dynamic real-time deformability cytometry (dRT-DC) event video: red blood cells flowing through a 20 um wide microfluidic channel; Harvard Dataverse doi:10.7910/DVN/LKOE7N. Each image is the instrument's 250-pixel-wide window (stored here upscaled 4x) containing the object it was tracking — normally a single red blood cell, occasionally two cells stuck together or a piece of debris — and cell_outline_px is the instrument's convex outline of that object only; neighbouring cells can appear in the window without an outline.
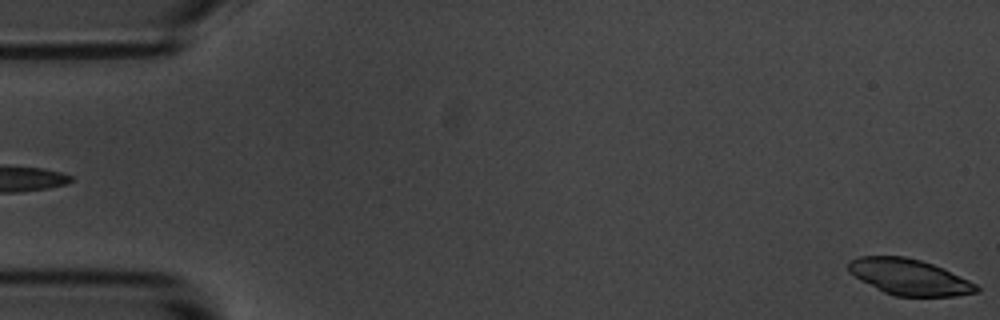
{"species": "common noctule bat (a hibernating species)", "species_latin": "Nyctalus noctula", "temperature_condition": "room temperature", "stored_images_in_passage": 6, "segment_of_instrument_passage": [2, 2], "camera_frame_rate_fps": 3000, "um_per_image_px": 0.085, "animal": {"sex": "male", "body_mass_g": 20.1, "forearm_length_mm": 53.5}, "frame": {"image": 1, "passage_image": 6, "time_ms": 6.0, "image_size_px": [1000, 320], "cell_outline_px": [[980, 292], [956, 296], [896, 296], [884, 292], [860, 280], [848, 272], [848, 260], [860, 256], [904, 256], [920, 260], [944, 268], [976, 284], [980, 288]], "centroid_in_image_um": [77.28, 23.54], "position_along_channel_um": 7.7, "area_um2": 26.88}}